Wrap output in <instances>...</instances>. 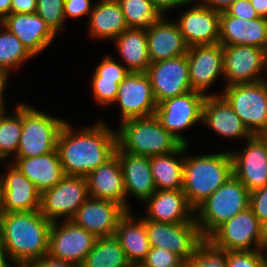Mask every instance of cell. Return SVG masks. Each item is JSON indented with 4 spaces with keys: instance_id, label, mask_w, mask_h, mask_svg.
Returning a JSON list of instances; mask_svg holds the SVG:
<instances>
[{
    "instance_id": "obj_1",
    "label": "cell",
    "mask_w": 267,
    "mask_h": 267,
    "mask_svg": "<svg viewBox=\"0 0 267 267\" xmlns=\"http://www.w3.org/2000/svg\"><path fill=\"white\" fill-rule=\"evenodd\" d=\"M116 148V132L102 121L76 133L66 121L59 132L56 146L64 174L82 177L109 160Z\"/></svg>"
},
{
    "instance_id": "obj_2",
    "label": "cell",
    "mask_w": 267,
    "mask_h": 267,
    "mask_svg": "<svg viewBox=\"0 0 267 267\" xmlns=\"http://www.w3.org/2000/svg\"><path fill=\"white\" fill-rule=\"evenodd\" d=\"M51 224L39 210L0 213V239L11 265L20 267L48 254Z\"/></svg>"
},
{
    "instance_id": "obj_3",
    "label": "cell",
    "mask_w": 267,
    "mask_h": 267,
    "mask_svg": "<svg viewBox=\"0 0 267 267\" xmlns=\"http://www.w3.org/2000/svg\"><path fill=\"white\" fill-rule=\"evenodd\" d=\"M233 174L230 152L184 156L183 192L195 210Z\"/></svg>"
},
{
    "instance_id": "obj_4",
    "label": "cell",
    "mask_w": 267,
    "mask_h": 267,
    "mask_svg": "<svg viewBox=\"0 0 267 267\" xmlns=\"http://www.w3.org/2000/svg\"><path fill=\"white\" fill-rule=\"evenodd\" d=\"M117 130V146L134 155L168 154L181 145L155 115L124 120Z\"/></svg>"
},
{
    "instance_id": "obj_5",
    "label": "cell",
    "mask_w": 267,
    "mask_h": 267,
    "mask_svg": "<svg viewBox=\"0 0 267 267\" xmlns=\"http://www.w3.org/2000/svg\"><path fill=\"white\" fill-rule=\"evenodd\" d=\"M249 194L246 186L232 174L195 209V221L201 237L207 238L222 223L248 208Z\"/></svg>"
},
{
    "instance_id": "obj_6",
    "label": "cell",
    "mask_w": 267,
    "mask_h": 267,
    "mask_svg": "<svg viewBox=\"0 0 267 267\" xmlns=\"http://www.w3.org/2000/svg\"><path fill=\"white\" fill-rule=\"evenodd\" d=\"M65 122L22 103V134L15 158L35 157L56 150L57 138Z\"/></svg>"
},
{
    "instance_id": "obj_7",
    "label": "cell",
    "mask_w": 267,
    "mask_h": 267,
    "mask_svg": "<svg viewBox=\"0 0 267 267\" xmlns=\"http://www.w3.org/2000/svg\"><path fill=\"white\" fill-rule=\"evenodd\" d=\"M221 95L252 135L267 132V80L225 86Z\"/></svg>"
},
{
    "instance_id": "obj_8",
    "label": "cell",
    "mask_w": 267,
    "mask_h": 267,
    "mask_svg": "<svg viewBox=\"0 0 267 267\" xmlns=\"http://www.w3.org/2000/svg\"><path fill=\"white\" fill-rule=\"evenodd\" d=\"M207 239L226 251L264 250V225L248 207L218 226Z\"/></svg>"
},
{
    "instance_id": "obj_9",
    "label": "cell",
    "mask_w": 267,
    "mask_h": 267,
    "mask_svg": "<svg viewBox=\"0 0 267 267\" xmlns=\"http://www.w3.org/2000/svg\"><path fill=\"white\" fill-rule=\"evenodd\" d=\"M206 95L198 91L168 98L157 105L155 116L160 124L181 144L188 145L187 139L179 134L198 122H202L203 104Z\"/></svg>"
},
{
    "instance_id": "obj_10",
    "label": "cell",
    "mask_w": 267,
    "mask_h": 267,
    "mask_svg": "<svg viewBox=\"0 0 267 267\" xmlns=\"http://www.w3.org/2000/svg\"><path fill=\"white\" fill-rule=\"evenodd\" d=\"M87 198L86 177L65 175L54 187L41 193L39 211L51 222L62 216L71 220Z\"/></svg>"
},
{
    "instance_id": "obj_11",
    "label": "cell",
    "mask_w": 267,
    "mask_h": 267,
    "mask_svg": "<svg viewBox=\"0 0 267 267\" xmlns=\"http://www.w3.org/2000/svg\"><path fill=\"white\" fill-rule=\"evenodd\" d=\"M64 221L61 225L58 221L51 224L48 255L80 267L97 237L71 220Z\"/></svg>"
},
{
    "instance_id": "obj_12",
    "label": "cell",
    "mask_w": 267,
    "mask_h": 267,
    "mask_svg": "<svg viewBox=\"0 0 267 267\" xmlns=\"http://www.w3.org/2000/svg\"><path fill=\"white\" fill-rule=\"evenodd\" d=\"M157 104L191 91L187 55L151 63L145 72Z\"/></svg>"
},
{
    "instance_id": "obj_13",
    "label": "cell",
    "mask_w": 267,
    "mask_h": 267,
    "mask_svg": "<svg viewBox=\"0 0 267 267\" xmlns=\"http://www.w3.org/2000/svg\"><path fill=\"white\" fill-rule=\"evenodd\" d=\"M151 247L163 248L186 261L203 239L195 219L188 223H159L144 219Z\"/></svg>"
},
{
    "instance_id": "obj_14",
    "label": "cell",
    "mask_w": 267,
    "mask_h": 267,
    "mask_svg": "<svg viewBox=\"0 0 267 267\" xmlns=\"http://www.w3.org/2000/svg\"><path fill=\"white\" fill-rule=\"evenodd\" d=\"M222 49L223 78L227 81L225 82L226 86L266 80L262 76V70H264L263 49L245 45L222 46Z\"/></svg>"
},
{
    "instance_id": "obj_15",
    "label": "cell",
    "mask_w": 267,
    "mask_h": 267,
    "mask_svg": "<svg viewBox=\"0 0 267 267\" xmlns=\"http://www.w3.org/2000/svg\"><path fill=\"white\" fill-rule=\"evenodd\" d=\"M114 103L120 105L121 122L154 115L158 105L153 95L149 77L145 72H129L119 84Z\"/></svg>"
},
{
    "instance_id": "obj_16",
    "label": "cell",
    "mask_w": 267,
    "mask_h": 267,
    "mask_svg": "<svg viewBox=\"0 0 267 267\" xmlns=\"http://www.w3.org/2000/svg\"><path fill=\"white\" fill-rule=\"evenodd\" d=\"M127 210L114 201L88 197L71 219L95 237L114 236L119 220Z\"/></svg>"
},
{
    "instance_id": "obj_17",
    "label": "cell",
    "mask_w": 267,
    "mask_h": 267,
    "mask_svg": "<svg viewBox=\"0 0 267 267\" xmlns=\"http://www.w3.org/2000/svg\"><path fill=\"white\" fill-rule=\"evenodd\" d=\"M0 175V213L40 210L41 193L13 163Z\"/></svg>"
},
{
    "instance_id": "obj_18",
    "label": "cell",
    "mask_w": 267,
    "mask_h": 267,
    "mask_svg": "<svg viewBox=\"0 0 267 267\" xmlns=\"http://www.w3.org/2000/svg\"><path fill=\"white\" fill-rule=\"evenodd\" d=\"M230 153L233 174L249 192L267 185V145L259 135L249 138L243 150Z\"/></svg>"
},
{
    "instance_id": "obj_19",
    "label": "cell",
    "mask_w": 267,
    "mask_h": 267,
    "mask_svg": "<svg viewBox=\"0 0 267 267\" xmlns=\"http://www.w3.org/2000/svg\"><path fill=\"white\" fill-rule=\"evenodd\" d=\"M187 59L192 90L206 95L205 91L223 75V49L220 43L188 47Z\"/></svg>"
},
{
    "instance_id": "obj_20",
    "label": "cell",
    "mask_w": 267,
    "mask_h": 267,
    "mask_svg": "<svg viewBox=\"0 0 267 267\" xmlns=\"http://www.w3.org/2000/svg\"><path fill=\"white\" fill-rule=\"evenodd\" d=\"M176 22L188 47L219 43L220 12L201 4L189 8Z\"/></svg>"
},
{
    "instance_id": "obj_21",
    "label": "cell",
    "mask_w": 267,
    "mask_h": 267,
    "mask_svg": "<svg viewBox=\"0 0 267 267\" xmlns=\"http://www.w3.org/2000/svg\"><path fill=\"white\" fill-rule=\"evenodd\" d=\"M88 197L117 202L127 211L128 205L122 168L115 153L109 160L92 170L87 176Z\"/></svg>"
},
{
    "instance_id": "obj_22",
    "label": "cell",
    "mask_w": 267,
    "mask_h": 267,
    "mask_svg": "<svg viewBox=\"0 0 267 267\" xmlns=\"http://www.w3.org/2000/svg\"><path fill=\"white\" fill-rule=\"evenodd\" d=\"M144 202L148 209L143 219L170 224L188 223L195 219V210L182 189L156 190Z\"/></svg>"
},
{
    "instance_id": "obj_23",
    "label": "cell",
    "mask_w": 267,
    "mask_h": 267,
    "mask_svg": "<svg viewBox=\"0 0 267 267\" xmlns=\"http://www.w3.org/2000/svg\"><path fill=\"white\" fill-rule=\"evenodd\" d=\"M219 43L222 46L245 45L263 49L267 43V18L245 20L221 12Z\"/></svg>"
},
{
    "instance_id": "obj_24",
    "label": "cell",
    "mask_w": 267,
    "mask_h": 267,
    "mask_svg": "<svg viewBox=\"0 0 267 267\" xmlns=\"http://www.w3.org/2000/svg\"><path fill=\"white\" fill-rule=\"evenodd\" d=\"M2 25L20 40L33 57L42 53L56 36L36 13H12L2 20Z\"/></svg>"
},
{
    "instance_id": "obj_25",
    "label": "cell",
    "mask_w": 267,
    "mask_h": 267,
    "mask_svg": "<svg viewBox=\"0 0 267 267\" xmlns=\"http://www.w3.org/2000/svg\"><path fill=\"white\" fill-rule=\"evenodd\" d=\"M202 123L229 139L242 138L247 141L253 136L221 95H206Z\"/></svg>"
},
{
    "instance_id": "obj_26",
    "label": "cell",
    "mask_w": 267,
    "mask_h": 267,
    "mask_svg": "<svg viewBox=\"0 0 267 267\" xmlns=\"http://www.w3.org/2000/svg\"><path fill=\"white\" fill-rule=\"evenodd\" d=\"M147 48L150 62L172 59L187 54L186 45L176 22L165 20L164 15L148 30Z\"/></svg>"
},
{
    "instance_id": "obj_27",
    "label": "cell",
    "mask_w": 267,
    "mask_h": 267,
    "mask_svg": "<svg viewBox=\"0 0 267 267\" xmlns=\"http://www.w3.org/2000/svg\"><path fill=\"white\" fill-rule=\"evenodd\" d=\"M115 153L122 168L126 198L133 195L144 202L156 191L151 174L150 156L124 152L118 146Z\"/></svg>"
},
{
    "instance_id": "obj_28",
    "label": "cell",
    "mask_w": 267,
    "mask_h": 267,
    "mask_svg": "<svg viewBox=\"0 0 267 267\" xmlns=\"http://www.w3.org/2000/svg\"><path fill=\"white\" fill-rule=\"evenodd\" d=\"M131 213L127 211L119 220L114 236L122 246L131 266L139 267L145 260L151 246L144 219L133 217Z\"/></svg>"
},
{
    "instance_id": "obj_29",
    "label": "cell",
    "mask_w": 267,
    "mask_h": 267,
    "mask_svg": "<svg viewBox=\"0 0 267 267\" xmlns=\"http://www.w3.org/2000/svg\"><path fill=\"white\" fill-rule=\"evenodd\" d=\"M13 164L40 193L54 187L65 176L57 149L40 156L16 158Z\"/></svg>"
},
{
    "instance_id": "obj_30",
    "label": "cell",
    "mask_w": 267,
    "mask_h": 267,
    "mask_svg": "<svg viewBox=\"0 0 267 267\" xmlns=\"http://www.w3.org/2000/svg\"><path fill=\"white\" fill-rule=\"evenodd\" d=\"M188 147V145L181 144L171 153L150 157L151 174L156 190L183 188L184 154Z\"/></svg>"
},
{
    "instance_id": "obj_31",
    "label": "cell",
    "mask_w": 267,
    "mask_h": 267,
    "mask_svg": "<svg viewBox=\"0 0 267 267\" xmlns=\"http://www.w3.org/2000/svg\"><path fill=\"white\" fill-rule=\"evenodd\" d=\"M89 35L114 40L128 29L118 0H100L89 17Z\"/></svg>"
},
{
    "instance_id": "obj_32",
    "label": "cell",
    "mask_w": 267,
    "mask_h": 267,
    "mask_svg": "<svg viewBox=\"0 0 267 267\" xmlns=\"http://www.w3.org/2000/svg\"><path fill=\"white\" fill-rule=\"evenodd\" d=\"M125 67L130 72H146L151 64L147 48L146 30L128 28L115 39Z\"/></svg>"
},
{
    "instance_id": "obj_33",
    "label": "cell",
    "mask_w": 267,
    "mask_h": 267,
    "mask_svg": "<svg viewBox=\"0 0 267 267\" xmlns=\"http://www.w3.org/2000/svg\"><path fill=\"white\" fill-rule=\"evenodd\" d=\"M80 267H132L115 236L96 238Z\"/></svg>"
},
{
    "instance_id": "obj_34",
    "label": "cell",
    "mask_w": 267,
    "mask_h": 267,
    "mask_svg": "<svg viewBox=\"0 0 267 267\" xmlns=\"http://www.w3.org/2000/svg\"><path fill=\"white\" fill-rule=\"evenodd\" d=\"M33 56L20 40L3 25L0 26V73L6 78L11 69H17Z\"/></svg>"
},
{
    "instance_id": "obj_35",
    "label": "cell",
    "mask_w": 267,
    "mask_h": 267,
    "mask_svg": "<svg viewBox=\"0 0 267 267\" xmlns=\"http://www.w3.org/2000/svg\"><path fill=\"white\" fill-rule=\"evenodd\" d=\"M126 25L130 29L148 30L163 15L150 0H118Z\"/></svg>"
},
{
    "instance_id": "obj_36",
    "label": "cell",
    "mask_w": 267,
    "mask_h": 267,
    "mask_svg": "<svg viewBox=\"0 0 267 267\" xmlns=\"http://www.w3.org/2000/svg\"><path fill=\"white\" fill-rule=\"evenodd\" d=\"M4 109L0 112V160H7L18 151L19 140L22 134V102L16 107L13 116L6 115Z\"/></svg>"
},
{
    "instance_id": "obj_37",
    "label": "cell",
    "mask_w": 267,
    "mask_h": 267,
    "mask_svg": "<svg viewBox=\"0 0 267 267\" xmlns=\"http://www.w3.org/2000/svg\"><path fill=\"white\" fill-rule=\"evenodd\" d=\"M227 251L203 238L186 260L187 267H226Z\"/></svg>"
},
{
    "instance_id": "obj_38",
    "label": "cell",
    "mask_w": 267,
    "mask_h": 267,
    "mask_svg": "<svg viewBox=\"0 0 267 267\" xmlns=\"http://www.w3.org/2000/svg\"><path fill=\"white\" fill-rule=\"evenodd\" d=\"M65 0H37L36 14H38L57 35L65 23L64 16Z\"/></svg>"
},
{
    "instance_id": "obj_39",
    "label": "cell",
    "mask_w": 267,
    "mask_h": 267,
    "mask_svg": "<svg viewBox=\"0 0 267 267\" xmlns=\"http://www.w3.org/2000/svg\"><path fill=\"white\" fill-rule=\"evenodd\" d=\"M266 252V250L227 251L226 267H267Z\"/></svg>"
},
{
    "instance_id": "obj_40",
    "label": "cell",
    "mask_w": 267,
    "mask_h": 267,
    "mask_svg": "<svg viewBox=\"0 0 267 267\" xmlns=\"http://www.w3.org/2000/svg\"><path fill=\"white\" fill-rule=\"evenodd\" d=\"M123 80L103 79L100 76H92V92L94 99L103 106L114 104L119 84Z\"/></svg>"
},
{
    "instance_id": "obj_41",
    "label": "cell",
    "mask_w": 267,
    "mask_h": 267,
    "mask_svg": "<svg viewBox=\"0 0 267 267\" xmlns=\"http://www.w3.org/2000/svg\"><path fill=\"white\" fill-rule=\"evenodd\" d=\"M182 261L179 256L169 250L151 247L145 260L139 267H176Z\"/></svg>"
},
{
    "instance_id": "obj_42",
    "label": "cell",
    "mask_w": 267,
    "mask_h": 267,
    "mask_svg": "<svg viewBox=\"0 0 267 267\" xmlns=\"http://www.w3.org/2000/svg\"><path fill=\"white\" fill-rule=\"evenodd\" d=\"M129 72L123 64L113 60L110 56H106L96 67L93 76H100L109 80H124Z\"/></svg>"
},
{
    "instance_id": "obj_43",
    "label": "cell",
    "mask_w": 267,
    "mask_h": 267,
    "mask_svg": "<svg viewBox=\"0 0 267 267\" xmlns=\"http://www.w3.org/2000/svg\"><path fill=\"white\" fill-rule=\"evenodd\" d=\"M249 207L258 220L267 225V185L250 192Z\"/></svg>"
},
{
    "instance_id": "obj_44",
    "label": "cell",
    "mask_w": 267,
    "mask_h": 267,
    "mask_svg": "<svg viewBox=\"0 0 267 267\" xmlns=\"http://www.w3.org/2000/svg\"><path fill=\"white\" fill-rule=\"evenodd\" d=\"M226 12L232 17L245 20L256 19L259 17L250 3V0H235Z\"/></svg>"
},
{
    "instance_id": "obj_45",
    "label": "cell",
    "mask_w": 267,
    "mask_h": 267,
    "mask_svg": "<svg viewBox=\"0 0 267 267\" xmlns=\"http://www.w3.org/2000/svg\"><path fill=\"white\" fill-rule=\"evenodd\" d=\"M90 0H65L64 1V16L65 21L68 17H81L85 14L90 16L94 5L90 4Z\"/></svg>"
},
{
    "instance_id": "obj_46",
    "label": "cell",
    "mask_w": 267,
    "mask_h": 267,
    "mask_svg": "<svg viewBox=\"0 0 267 267\" xmlns=\"http://www.w3.org/2000/svg\"><path fill=\"white\" fill-rule=\"evenodd\" d=\"M20 267H79L76 264L50 257L48 254L24 262Z\"/></svg>"
},
{
    "instance_id": "obj_47",
    "label": "cell",
    "mask_w": 267,
    "mask_h": 267,
    "mask_svg": "<svg viewBox=\"0 0 267 267\" xmlns=\"http://www.w3.org/2000/svg\"><path fill=\"white\" fill-rule=\"evenodd\" d=\"M153 6L158 10L161 15H165V13L169 10H172L175 7L191 5L195 0H150ZM192 2V3H191Z\"/></svg>"
},
{
    "instance_id": "obj_48",
    "label": "cell",
    "mask_w": 267,
    "mask_h": 267,
    "mask_svg": "<svg viewBox=\"0 0 267 267\" xmlns=\"http://www.w3.org/2000/svg\"><path fill=\"white\" fill-rule=\"evenodd\" d=\"M37 0H12L11 14H31L36 12Z\"/></svg>"
},
{
    "instance_id": "obj_49",
    "label": "cell",
    "mask_w": 267,
    "mask_h": 267,
    "mask_svg": "<svg viewBox=\"0 0 267 267\" xmlns=\"http://www.w3.org/2000/svg\"><path fill=\"white\" fill-rule=\"evenodd\" d=\"M201 5L217 12L226 11L235 0H199Z\"/></svg>"
},
{
    "instance_id": "obj_50",
    "label": "cell",
    "mask_w": 267,
    "mask_h": 267,
    "mask_svg": "<svg viewBox=\"0 0 267 267\" xmlns=\"http://www.w3.org/2000/svg\"><path fill=\"white\" fill-rule=\"evenodd\" d=\"M259 17L267 18V0H250Z\"/></svg>"
},
{
    "instance_id": "obj_51",
    "label": "cell",
    "mask_w": 267,
    "mask_h": 267,
    "mask_svg": "<svg viewBox=\"0 0 267 267\" xmlns=\"http://www.w3.org/2000/svg\"><path fill=\"white\" fill-rule=\"evenodd\" d=\"M12 0H0V19L3 20L5 17L11 14Z\"/></svg>"
},
{
    "instance_id": "obj_52",
    "label": "cell",
    "mask_w": 267,
    "mask_h": 267,
    "mask_svg": "<svg viewBox=\"0 0 267 267\" xmlns=\"http://www.w3.org/2000/svg\"><path fill=\"white\" fill-rule=\"evenodd\" d=\"M8 260L10 261L6 252V248L0 239V267H12L10 264H8Z\"/></svg>"
},
{
    "instance_id": "obj_53",
    "label": "cell",
    "mask_w": 267,
    "mask_h": 267,
    "mask_svg": "<svg viewBox=\"0 0 267 267\" xmlns=\"http://www.w3.org/2000/svg\"><path fill=\"white\" fill-rule=\"evenodd\" d=\"M7 79L3 74L0 73V112H2L5 108L6 105L4 104V99H3V94H4V89L5 85L7 83ZM5 105V106H4Z\"/></svg>"
},
{
    "instance_id": "obj_54",
    "label": "cell",
    "mask_w": 267,
    "mask_h": 267,
    "mask_svg": "<svg viewBox=\"0 0 267 267\" xmlns=\"http://www.w3.org/2000/svg\"><path fill=\"white\" fill-rule=\"evenodd\" d=\"M263 54H264V69H267V43L265 44L263 48Z\"/></svg>"
},
{
    "instance_id": "obj_55",
    "label": "cell",
    "mask_w": 267,
    "mask_h": 267,
    "mask_svg": "<svg viewBox=\"0 0 267 267\" xmlns=\"http://www.w3.org/2000/svg\"><path fill=\"white\" fill-rule=\"evenodd\" d=\"M264 250L267 251V225L264 226Z\"/></svg>"
},
{
    "instance_id": "obj_56",
    "label": "cell",
    "mask_w": 267,
    "mask_h": 267,
    "mask_svg": "<svg viewBox=\"0 0 267 267\" xmlns=\"http://www.w3.org/2000/svg\"><path fill=\"white\" fill-rule=\"evenodd\" d=\"M259 136L265 141V143L267 145V132L266 133H263V134H261Z\"/></svg>"
},
{
    "instance_id": "obj_57",
    "label": "cell",
    "mask_w": 267,
    "mask_h": 267,
    "mask_svg": "<svg viewBox=\"0 0 267 267\" xmlns=\"http://www.w3.org/2000/svg\"><path fill=\"white\" fill-rule=\"evenodd\" d=\"M176 267H187L186 261H182L178 266Z\"/></svg>"
}]
</instances>
